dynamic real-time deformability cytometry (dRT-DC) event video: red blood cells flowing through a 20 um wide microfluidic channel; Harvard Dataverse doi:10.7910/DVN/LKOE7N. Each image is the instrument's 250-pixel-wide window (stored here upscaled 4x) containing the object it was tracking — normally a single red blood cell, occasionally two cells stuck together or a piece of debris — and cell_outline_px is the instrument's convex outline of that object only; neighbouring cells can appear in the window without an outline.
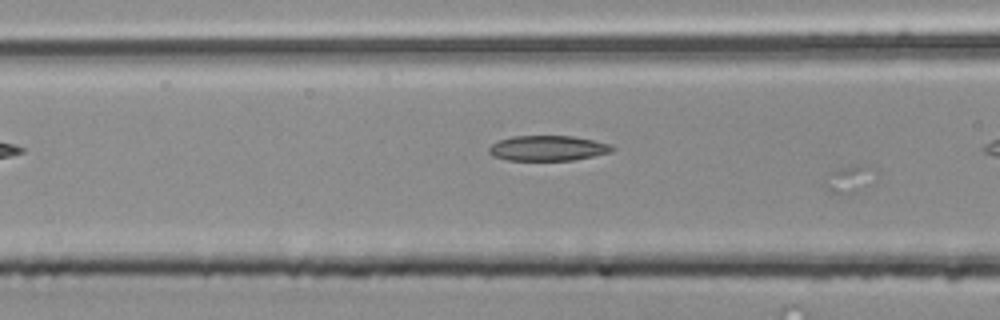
{"species": "common noctule bat (a hibernating species)", "species_latin": "Nyctalus noctula", "temperature_condition": "room temperature", "stored_images_in_passage": 13, "camera_frame_rate_fps": 3000, "um_per_image_px": 0.085, "animal": {"sex": "male", "body_mass_g": 20.4}, "frame": {"image": 1, "passage_image": 11, "time_ms": 3.333, "image_size_px": [1000, 320], "cell_outline_px": [[608, 148], [600, 152], [584, 156], [564, 160], [516, 160], [500, 156], [492, 152], [492, 148], [504, 140], [524, 136], [564, 136], [584, 140], [600, 144]], "centroid_in_image_um": [46.42, 12.6], "position_along_channel_um": 120.2, "area_um2": 15.43}}